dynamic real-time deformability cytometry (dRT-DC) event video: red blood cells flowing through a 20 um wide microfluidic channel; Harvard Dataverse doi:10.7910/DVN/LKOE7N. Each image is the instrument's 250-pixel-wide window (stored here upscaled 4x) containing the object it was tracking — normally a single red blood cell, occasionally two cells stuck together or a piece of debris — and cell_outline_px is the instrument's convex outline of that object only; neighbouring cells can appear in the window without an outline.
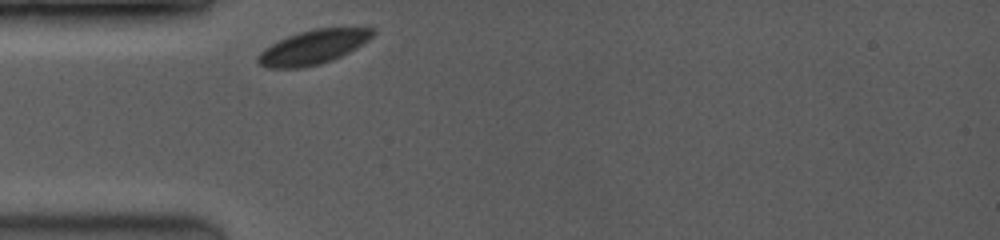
{"species": "common noctule bat (a hibernating species)", "species_latin": "Nyctalus noctula", "temperature_condition": "room temperature", "stored_images_in_passage": 33, "camera_frame_rate_fps": 3500, "um_per_image_px": 0.085, "animal": {"sex": "female", "body_mass_g": 19.0, "forearm_length_mm": 53.3}, "frame": {"image": 1, "passage_image": 1, "time_ms": 0.0, "image_size_px": [1000, 240], "cell_outline_px": [[376, 32], [368, 40], [356, 48], [332, 60], [320, 64], [300, 68], [268, 68], [260, 64], [256, 60], [256, 56], [264, 48], [288, 36], [300, 32], [316, 28], [376, 28]], "centroid_in_image_um": [26.61, 4.01], "position_along_channel_um": 58.4, "area_um2": 22.66}}
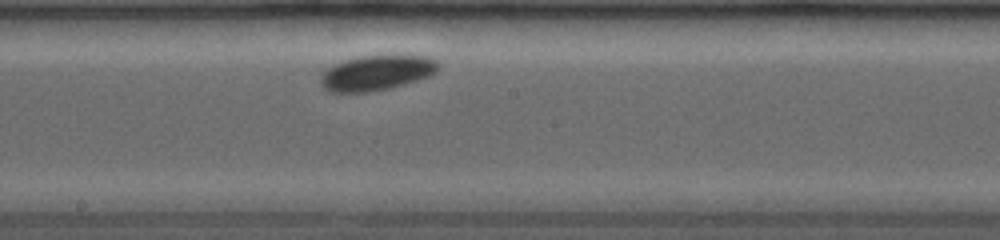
{"frame": {"image": 2, "passage_image": 16, "time_ms": 4.286, "image_size_px": [1000, 240], "cell_outline_px": [[440, 68], [436, 72], [428, 76], [404, 84], [388, 88], [364, 92], [332, 92], [324, 88], [320, 84], [320, 76], [328, 68], [336, 64], [360, 56], [428, 56], [436, 60], [440, 64]], "centroid_in_image_um": [32.03, 6.19], "position_along_channel_um": 216.2, "area_um2": 23.64}}
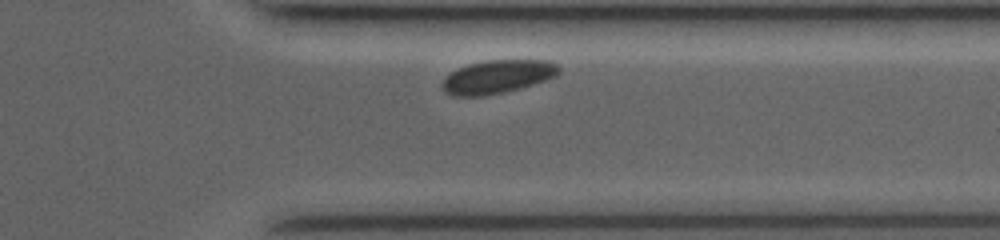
{"frame": {"image": 3, "passage_image": 30, "time_ms": 8.286, "image_size_px": [1000, 240], "cell_outline_px": [[560, 72], [556, 76], [520, 88], [504, 92], [484, 96], [452, 96], [444, 92], [440, 88], [440, 84], [456, 68], [468, 64], [484, 60], [544, 60], [556, 64], [560, 68]], "centroid_in_image_um": [42.24, 6.52], "position_along_channel_um": 369.2, "area_um2": 22.72}, "authors_computed_cell_mechanics": {"area_um2": 23.6402, "velocity_mm_per_s": 3.7871, "shape_relaxation_time_tau1_ms": 1.2536, "shape_relaxation_time_tau2_ms": null, "deformation_change_tau1": 0.0354, "deformation_change_tau2": null}}